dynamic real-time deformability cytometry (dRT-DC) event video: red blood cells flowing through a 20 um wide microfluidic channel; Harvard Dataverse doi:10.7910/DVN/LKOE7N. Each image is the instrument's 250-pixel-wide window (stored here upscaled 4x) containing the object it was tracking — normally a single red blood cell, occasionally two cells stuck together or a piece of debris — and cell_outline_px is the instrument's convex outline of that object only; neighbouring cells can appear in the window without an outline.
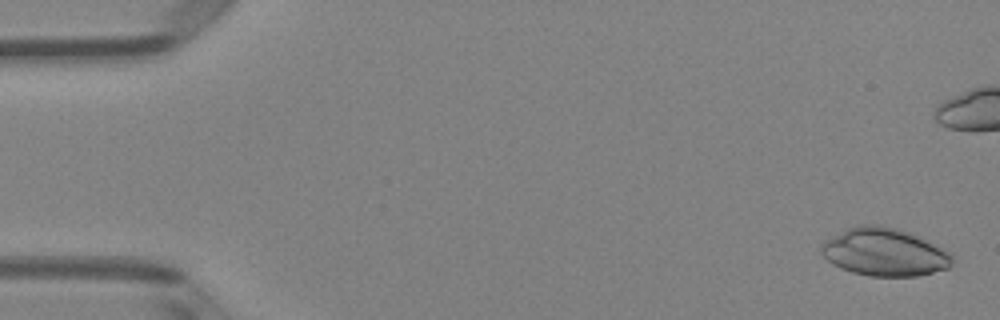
{"species": "Egyptian fruit bat (a non-hibernating species)", "species_latin": "Rousettus aegyptiacus", "temperature_condition": "room temperature", "stored_images_in_passage": 40, "camera_frame_rate_fps": 3000, "um_per_image_px": 0.085, "animal": {"sex": "female"}, "frame": {"image": 1, "passage_image": 2, "time_ms": 0.333, "image_size_px": [1000, 320], "cell_outline_px": [[952, 260], [948, 268], [920, 276], [868, 276], [852, 272], [840, 268], [832, 264], [820, 252], [820, 244], [824, 240], [848, 228], [860, 224], [876, 224], [896, 228], [908, 232], [944, 248], [952, 252]], "centroid_in_image_um": [75.16, 21.43], "position_along_channel_um": 9.8, "area_um2": 36.65}}
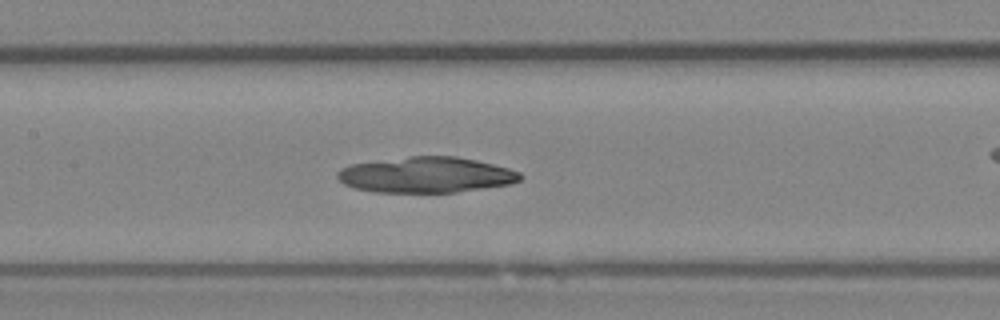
{"frame": {"image": 2, "passage_image": 24, "time_ms": 7.667, "image_size_px": [1000, 320], "cell_outline_px": [[524, 176], [520, 180], [512, 184], [456, 192], [372, 192], [352, 188], [344, 184], [336, 176], [336, 172], [340, 168], [352, 164], [412, 156], [456, 156], [476, 160], [508, 168], [520, 172]], "centroid_in_image_um": [36.22, 14.87], "position_along_channel_um": 171.2, "area_um2": 38.09}}
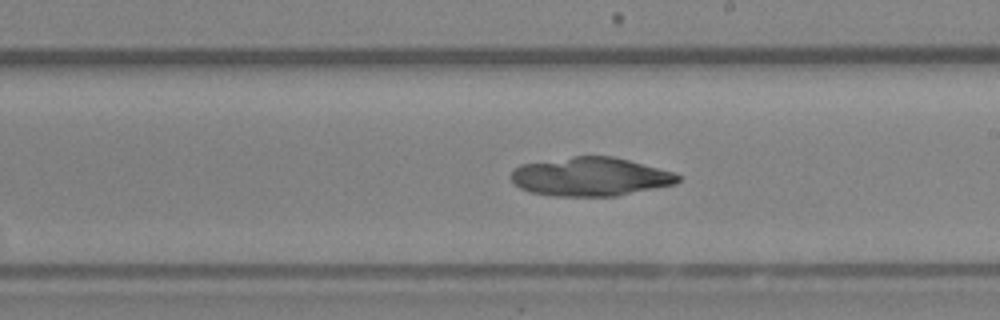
{"frame": {"image": 3, "passage_image": 29, "time_ms": 9.333, "image_size_px": [1000, 320], "cell_outline_px": [[680, 180], [676, 184], [616, 196], [552, 196], [532, 192], [520, 188], [512, 180], [512, 168], [520, 164], [572, 156], [612, 156], [676, 172], [680, 176]], "centroid_in_image_um": [50.2, 15.01], "position_along_channel_um": 238.8, "area_um2": 37.74}}